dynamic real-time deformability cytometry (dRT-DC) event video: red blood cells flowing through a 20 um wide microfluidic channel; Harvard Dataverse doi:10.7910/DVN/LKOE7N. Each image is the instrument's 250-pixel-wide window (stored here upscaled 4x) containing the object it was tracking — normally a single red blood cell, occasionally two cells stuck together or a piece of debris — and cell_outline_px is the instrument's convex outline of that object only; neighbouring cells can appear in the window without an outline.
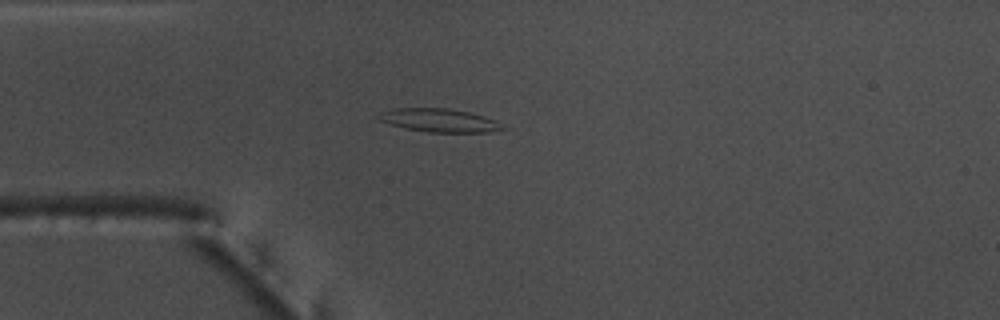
{"species": "common noctule bat (a hibernating species)", "species_latin": "Nyctalus noctula", "temperature_condition": "warm", "stored_images_in_passage": 40, "camera_frame_rate_fps": 3000, "um_per_image_px": 0.085, "animal": {"sex": "male", "body_mass_g": 17.5, "forearm_length_mm": 52.3}, "frame": {"image": 1, "passage_image": 1, "time_ms": 0.0, "image_size_px": [1000, 320], "cell_outline_px": [[508, 128], [492, 132], [428, 132], [404, 128], [376, 120], [376, 116], [380, 112], [392, 108], [448, 108], [468, 112], [484, 116], [496, 120]], "centroid_in_image_um": [37.32, 10.23], "position_along_channel_um": 47.7, "area_um2": 17.11}}
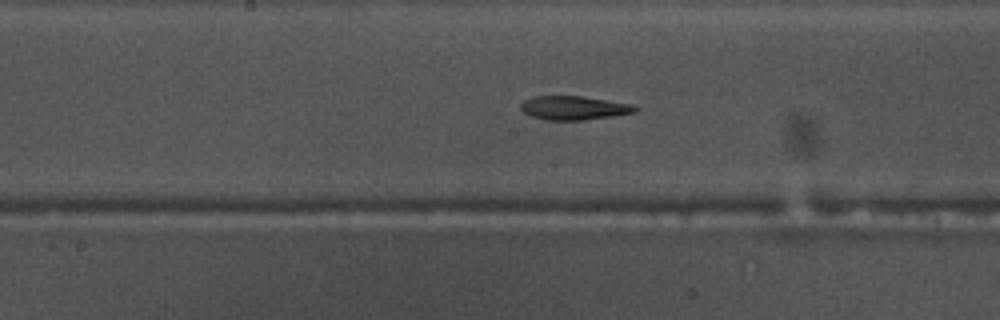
{"frame": {"image": 2, "passage_image": 14, "time_ms": 4.333, "image_size_px": [1000, 320], "cell_outline_px": [[640, 108], [636, 112], [612, 116], [584, 120], [548, 120], [532, 116], [524, 112], [520, 108], [520, 104], [524, 100], [532, 96], [580, 96], [608, 100], [632, 104]], "centroid_in_image_um": [48.79, 9.17], "position_along_channel_um": 199.4, "area_um2": 15.9}}
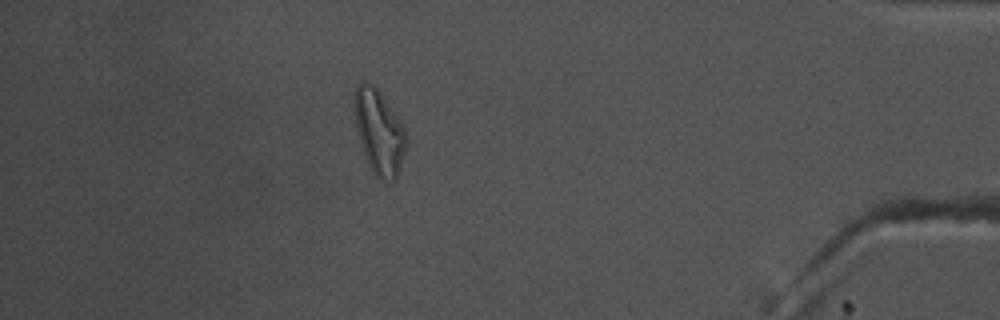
{"frame": {"image": 3, "passage_image": 34, "time_ms": 11.0, "image_size_px": [1000, 320], "cell_outline_px": [[408, 140], [400, 168], [396, 180], [392, 180], [376, 176], [364, 152], [360, 140], [356, 124], [356, 88], [364, 80], [376, 84], [400, 120], [404, 128]], "centroid_in_image_um": [32.28, 11.16], "position_along_channel_um": 402.9, "area_um2": 24.85}, "authors_computed_cell_mechanics": {"area_um2": 16.3574, "velocity_mm_per_s": 3.7875, "shape_relaxation_time_tau1_ms": 10.007, "shape_relaxation_time_tau2_ms": null, "deformation_change_tau1": 0.2952, "deformation_change_tau2": null}}